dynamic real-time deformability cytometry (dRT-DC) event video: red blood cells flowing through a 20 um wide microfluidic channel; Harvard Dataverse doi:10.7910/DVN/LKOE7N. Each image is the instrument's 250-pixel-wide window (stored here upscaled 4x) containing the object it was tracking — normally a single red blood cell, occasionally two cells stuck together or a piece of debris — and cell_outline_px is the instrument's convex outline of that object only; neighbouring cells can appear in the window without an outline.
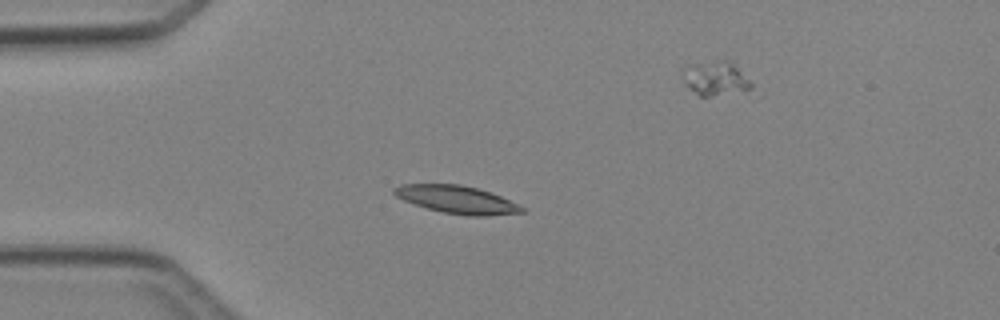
{"species": "Egyptian fruit bat (a non-hibernating species)", "species_latin": "Rousettus aegyptiacus", "temperature_condition": "cold", "stored_images_in_passage": 5, "segment_of_instrument_passage": [1, 2], "camera_frame_rate_fps": 3000, "um_per_image_px": 0.085, "animal": {"sex": "female"}, "frame": {"image": 1, "passage_image": 4, "time_ms": 3.333, "image_size_px": [1000, 320], "cell_outline_px": [[524, 212], [484, 216], [468, 216], [444, 212], [428, 208], [404, 200], [396, 196], [392, 192], [392, 188], [400, 184], [460, 184], [476, 188], [500, 196], [524, 208]], "centroid_in_image_um": [38.79, 16.95], "position_along_channel_um": 46.2, "area_um2": 20.29}}